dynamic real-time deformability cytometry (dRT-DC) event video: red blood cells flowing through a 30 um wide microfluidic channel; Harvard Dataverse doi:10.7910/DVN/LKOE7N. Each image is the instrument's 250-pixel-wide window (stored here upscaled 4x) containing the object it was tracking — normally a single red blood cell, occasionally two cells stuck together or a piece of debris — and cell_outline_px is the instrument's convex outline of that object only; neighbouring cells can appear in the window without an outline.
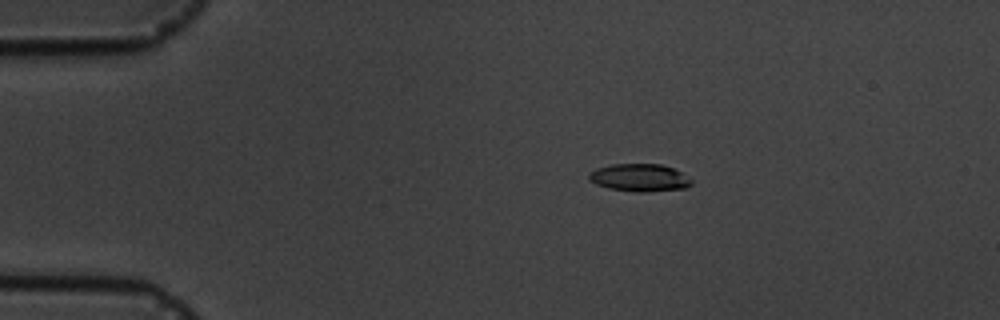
{"species": "common noctule bat (a hibernating species)", "species_latin": "Nyctalus noctula", "temperature_condition": "cold", "stored_images_in_passage": 6, "camera_frame_rate_fps": 3000, "um_per_image_px": 0.085, "animal": {"sex": "male", "body_mass_g": 19.5, "forearm_length_mm": 54.6}, "frame": {"image": 1, "passage_image": 4, "time_ms": 3.333, "image_size_px": [1000, 320], "cell_outline_px": [[692, 184], [684, 188], [648, 192], [640, 192], [608, 188], [596, 184], [588, 180], [588, 176], [596, 168], [612, 164], [660, 164], [672, 168], [680, 172], [692, 180]], "centroid_in_image_um": [54.35, 15.1], "position_along_channel_um": 30.7, "area_um2": 16.36}}